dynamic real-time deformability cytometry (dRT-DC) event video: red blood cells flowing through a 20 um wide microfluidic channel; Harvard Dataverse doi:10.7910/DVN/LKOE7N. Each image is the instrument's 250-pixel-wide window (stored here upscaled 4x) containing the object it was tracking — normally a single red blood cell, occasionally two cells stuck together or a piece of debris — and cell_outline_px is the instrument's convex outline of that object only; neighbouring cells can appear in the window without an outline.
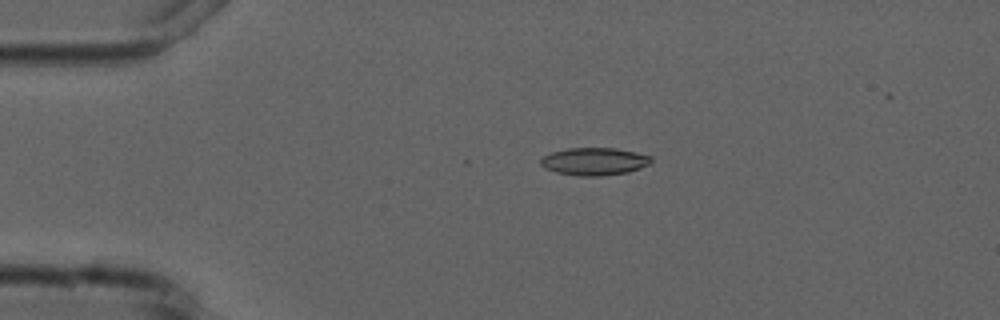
{"species": "common noctule bat (a hibernating species)", "species_latin": "Nyctalus noctula", "temperature_condition": "cold", "stored_images_in_passage": 5, "camera_frame_rate_fps": 3000, "um_per_image_px": 0.085, "animal": {"sex": "male", "forearm_length_mm": 52.5}, "frame": {"image": 1, "passage_image": 4, "time_ms": 3.333, "image_size_px": [1000, 320], "cell_outline_px": [[652, 160], [648, 164], [640, 168], [628, 172], [600, 176], [576, 176], [556, 172], [544, 168], [540, 164], [540, 156], [552, 152], [568, 148], [616, 148], [636, 152], [652, 156]], "centroid_in_image_um": [50.48, 13.72], "position_along_channel_um": 34.5, "area_um2": 17.92}}